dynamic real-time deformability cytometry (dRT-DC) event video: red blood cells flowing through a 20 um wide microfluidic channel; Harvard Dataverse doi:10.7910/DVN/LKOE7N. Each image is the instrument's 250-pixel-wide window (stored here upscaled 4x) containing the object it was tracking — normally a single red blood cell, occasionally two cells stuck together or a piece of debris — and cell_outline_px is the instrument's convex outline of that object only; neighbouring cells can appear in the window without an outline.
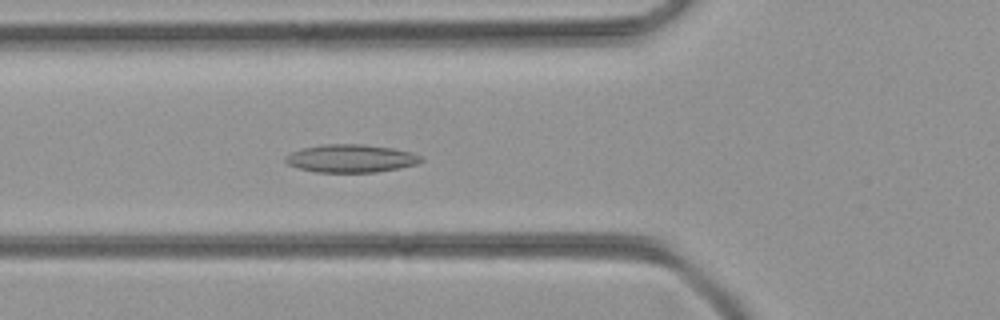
{"species": "common noctule bat (a hibernating species)", "species_latin": "Nyctalus noctula", "temperature_condition": "room temperature", "stored_images_in_passage": 52, "camera_frame_rate_fps": 3000, "um_per_image_px": 0.085, "animal": {"sex": "female", "body_mass_g": 21.9}, "frame": {"image": 1, "passage_image": 19, "time_ms": 6.0, "image_size_px": [1000, 320], "cell_outline_px": [[424, 160], [416, 164], [400, 168], [376, 172], [316, 172], [300, 168], [288, 164], [284, 160], [284, 156], [300, 148], [320, 144], [364, 144], [392, 148], [412, 152], [420, 156]], "centroid_in_image_um": [29.81, 13.46], "position_along_channel_um": 96.0, "area_um2": 22.2}}
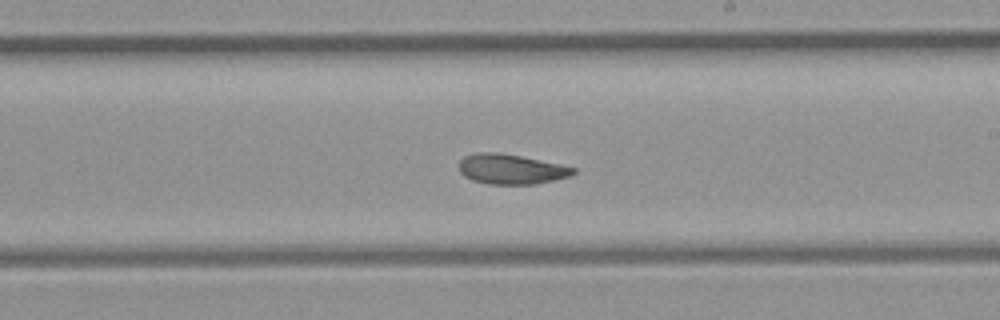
{"frame": {"image": 2, "passage_image": 30, "time_ms": 9.667, "image_size_px": [1000, 320], "cell_outline_px": [[576, 172], [568, 176], [536, 184], [488, 184], [472, 180], [464, 176], [460, 172], [460, 160], [464, 156], [476, 152], [496, 152], [520, 156], [560, 164], [576, 168]], "centroid_in_image_um": [43.41, 14.37], "position_along_channel_um": 245.6, "area_um2": 19.83}}
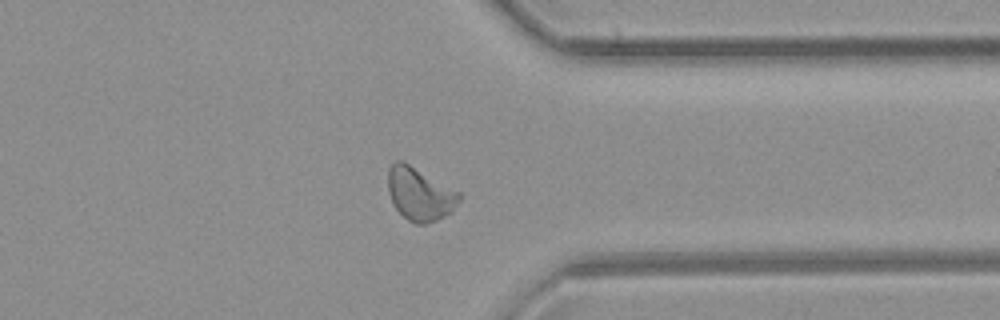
{"frame": {"image": 3, "passage_image": 40, "time_ms": 13.0, "image_size_px": [1000, 320], "cell_outline_px": [[460, 200], [452, 212], [436, 220], [424, 224], [416, 224], [408, 220], [392, 204], [388, 192], [388, 168], [396, 160], [400, 160], [408, 164], [460, 192]], "centroid_in_image_um": [35.67, 16.5], "position_along_channel_um": 375.7, "area_um2": 21.79}}